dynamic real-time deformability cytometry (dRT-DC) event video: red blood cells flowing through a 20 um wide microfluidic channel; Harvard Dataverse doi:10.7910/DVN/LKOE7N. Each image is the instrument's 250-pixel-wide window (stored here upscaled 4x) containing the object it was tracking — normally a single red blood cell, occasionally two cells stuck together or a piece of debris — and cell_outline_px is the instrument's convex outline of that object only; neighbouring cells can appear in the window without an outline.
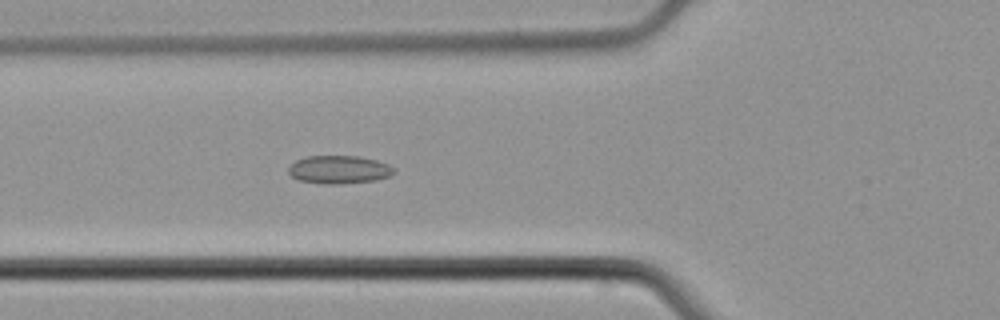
{"species": "common noctule bat (a hibernating species)", "species_latin": "Nyctalus noctula", "temperature_condition": "cold", "stored_images_in_passage": 35, "camera_frame_rate_fps": 3000, "um_per_image_px": 0.085, "animal": {"sex": "male", "body_mass_g": 21.5, "forearm_length_mm": 52.0}, "frame": {"image": 1, "passage_image": 5, "time_ms": 1.333, "image_size_px": [1000, 320], "cell_outline_px": [[396, 172], [388, 176], [376, 180], [336, 184], [324, 184], [300, 180], [292, 176], [288, 172], [288, 168], [296, 160], [308, 156], [356, 156], [376, 160], [388, 164], [396, 168]], "centroid_in_image_um": [28.84, 14.41], "position_along_channel_um": 97.0, "area_um2": 17.17}}
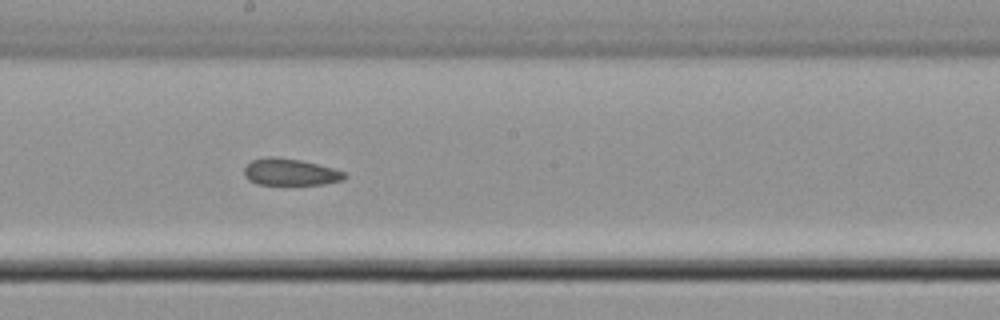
{"frame": {"image": 2, "passage_image": 15, "time_ms": 4.667, "image_size_px": [1000, 320], "cell_outline_px": [[348, 176], [344, 180], [324, 184], [256, 184], [248, 180], [244, 176], [244, 168], [252, 160], [268, 156], [276, 156], [300, 160], [332, 168], [344, 172]], "centroid_in_image_um": [24.65, 14.62], "position_along_channel_um": 223.5, "area_um2": 15.66}}
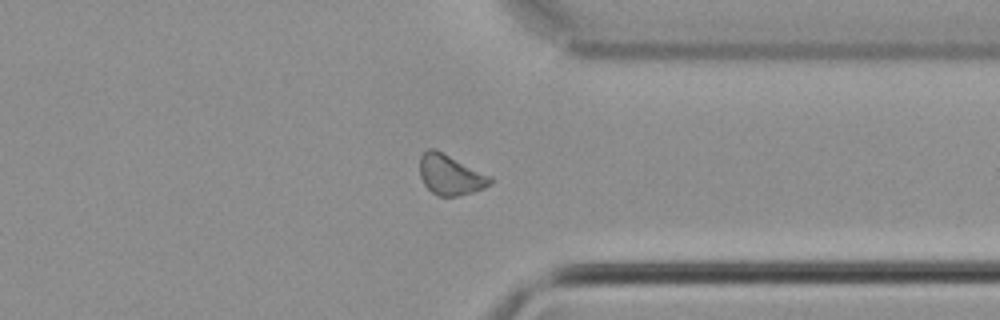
{"frame": {"image": 3, "passage_image": 27, "time_ms": 8.667, "image_size_px": [1000, 320], "cell_outline_px": [[492, 184], [484, 188], [460, 196], [436, 196], [424, 184], [420, 176], [420, 156], [428, 148], [436, 148], [492, 176]], "centroid_in_image_um": [38.29, 14.85], "position_along_channel_um": 373.1, "area_um2": 16.82}}